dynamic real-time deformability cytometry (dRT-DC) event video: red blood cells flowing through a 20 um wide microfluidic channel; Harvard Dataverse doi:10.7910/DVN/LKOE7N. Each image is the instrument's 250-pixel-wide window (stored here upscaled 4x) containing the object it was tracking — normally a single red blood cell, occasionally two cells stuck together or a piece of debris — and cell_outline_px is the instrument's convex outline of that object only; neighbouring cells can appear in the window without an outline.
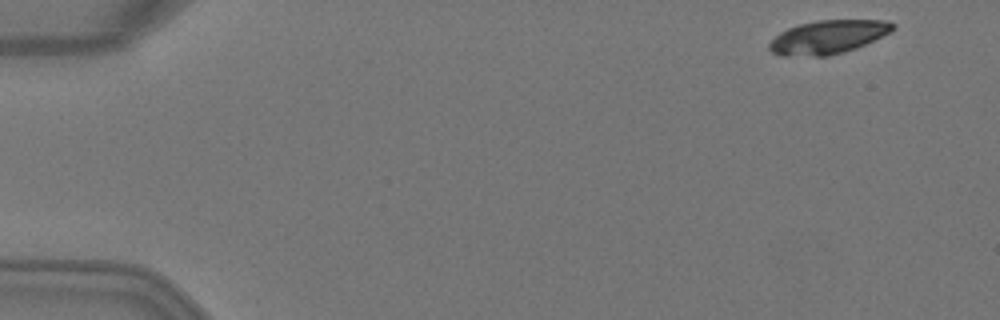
{"species": "Egyptian fruit bat (a non-hibernating species)", "species_latin": "Rousettus aegyptiacus", "temperature_condition": "warm", "stored_images_in_passage": 4, "camera_frame_rate_fps": 3000, "um_per_image_px": 0.085, "animal": {"sex": "female"}, "frame": {"image": 1, "passage_image": 1, "time_ms": 0.0, "image_size_px": [1000, 320], "cell_outline_px": [[896, 28], [892, 32], [856, 48], [844, 52], [828, 56], [780, 56], [772, 52], [768, 48], [768, 44], [780, 32], [788, 28], [800, 24], [816, 20], [888, 20], [896, 24]], "centroid_in_image_um": [70.41, 3.15], "position_along_channel_um": 14.6, "area_um2": 24.33}}
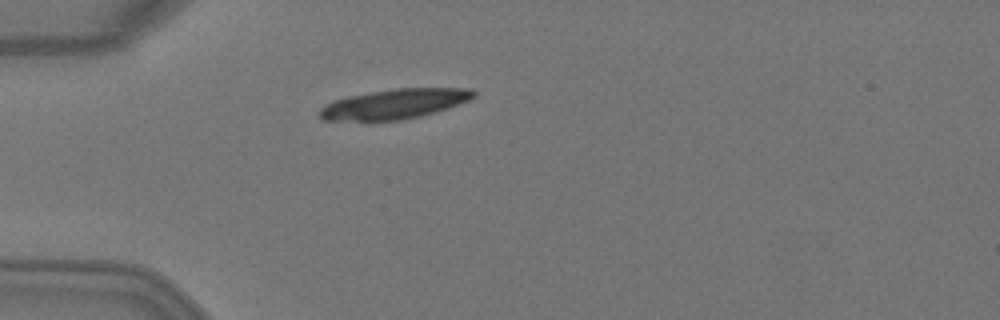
{"frame": {"image": 2, "passage_image": 4, "time_ms": 1.0, "image_size_px": [1000, 320], "cell_outline_px": [[476, 96], [468, 100], [420, 116], [400, 120], [324, 120], [320, 116], [320, 108], [332, 100], [348, 96], [396, 88], [468, 88], [476, 92]], "centroid_in_image_um": [33.5, 8.82], "position_along_channel_um": 51.5, "area_um2": 26.24}}